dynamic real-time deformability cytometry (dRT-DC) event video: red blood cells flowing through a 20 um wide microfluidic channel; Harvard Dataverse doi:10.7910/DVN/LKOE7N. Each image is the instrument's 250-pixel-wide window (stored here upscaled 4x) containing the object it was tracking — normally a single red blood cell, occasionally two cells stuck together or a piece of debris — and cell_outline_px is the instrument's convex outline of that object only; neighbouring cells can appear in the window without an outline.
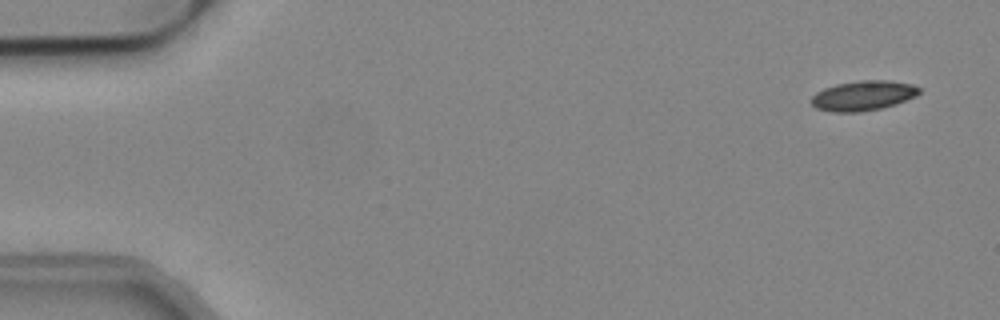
{"species": "common noctule bat (a hibernating species)", "species_latin": "Nyctalus noctula", "temperature_condition": "cold", "stored_images_in_passage": 53, "camera_frame_rate_fps": 3000, "um_per_image_px": 0.085, "animal": {"sex": "male", "body_mass_g": 19.2, "forearm_length_mm": 51.8}, "frame": {"image": 1, "passage_image": 2, "time_ms": 0.333, "image_size_px": [1000, 320], "cell_outline_px": [[920, 92], [916, 96], [880, 108], [860, 112], [832, 112], [816, 108], [812, 104], [812, 96], [816, 92], [824, 88], [836, 84], [860, 80], [888, 80], [912, 84], [920, 88]], "centroid_in_image_um": [73.34, 8.12], "position_along_channel_um": 11.7, "area_um2": 18.61}}
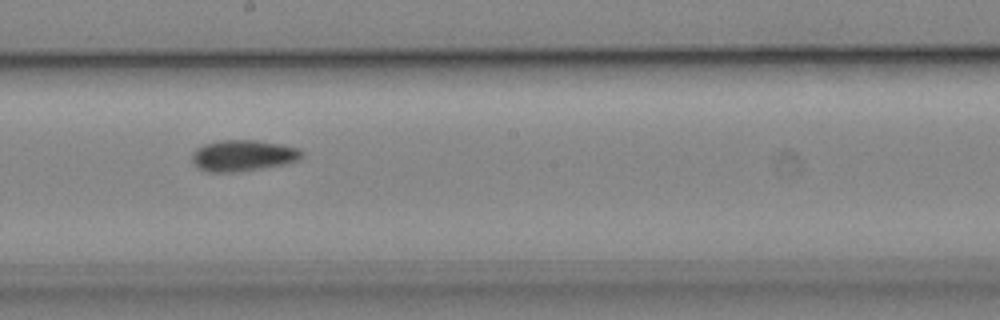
{"frame": {"image": 2, "passage_image": 29, "time_ms": 9.333, "image_size_px": [1000, 320], "cell_outline_px": [[304, 156], [300, 160], [284, 164], [260, 168], [232, 172], [208, 172], [200, 168], [192, 160], [192, 152], [196, 148], [204, 144], [220, 140], [256, 140], [280, 144], [300, 148], [304, 152]], "centroid_in_image_um": [20.69, 13.21], "position_along_channel_um": 227.5, "area_um2": 19.94}}
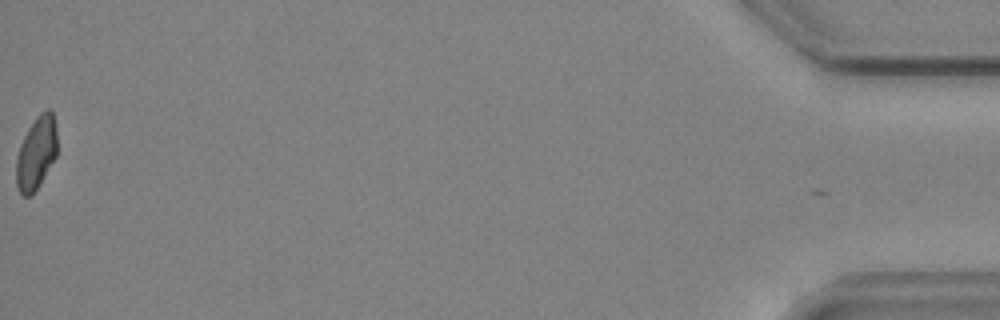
{"frame": {"image": 3, "passage_image": 53, "time_ms": 17.333, "image_size_px": [1000, 320], "cell_outline_px": [[56, 156], [32, 196], [24, 196], [20, 192], [16, 184], [16, 156], [20, 144], [28, 128], [36, 116], [40, 112], [48, 108], [52, 112], [56, 128]], "centroid_in_image_um": [3.06, 12.99], "position_along_channel_um": 432.1, "area_um2": 17.34}}